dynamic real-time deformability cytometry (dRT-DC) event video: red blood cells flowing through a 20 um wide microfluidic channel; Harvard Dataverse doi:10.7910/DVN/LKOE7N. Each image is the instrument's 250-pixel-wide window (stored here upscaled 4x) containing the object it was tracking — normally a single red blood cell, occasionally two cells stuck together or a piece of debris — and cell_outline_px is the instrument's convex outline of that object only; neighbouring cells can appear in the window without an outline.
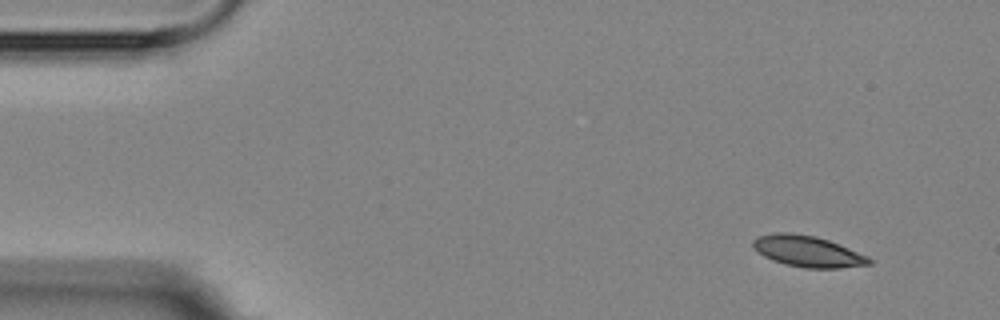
{"species": "Egyptian fruit bat (a non-hibernating species)", "species_latin": "Rousettus aegyptiacus", "temperature_condition": "room temperature", "stored_images_in_passage": 5, "camera_frame_rate_fps": 3000, "um_per_image_px": 0.085, "animal": {"sex": "female"}, "frame": {"image": 1, "passage_image": 1, "time_ms": 0.0, "image_size_px": [1000, 320], "cell_outline_px": [[872, 264], [840, 268], [804, 268], [788, 264], [764, 256], [752, 244], [752, 240], [756, 236], [776, 232], [788, 232], [816, 236], [828, 240], [868, 256], [872, 260]], "centroid_in_image_um": [68.67, 21.35], "position_along_channel_um": 16.3, "area_um2": 20.81}}
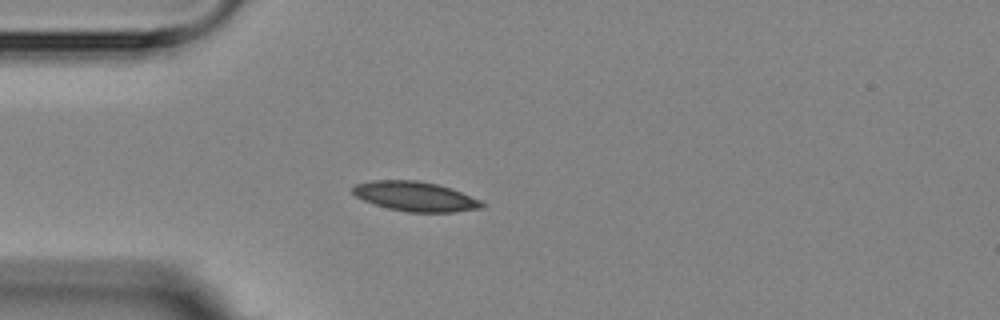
{"frame": {"image": 2, "passage_image": 4, "time_ms": 3.333, "image_size_px": [1000, 320], "cell_outline_px": [[484, 208], [452, 212], [408, 212], [388, 208], [364, 200], [356, 196], [352, 192], [352, 188], [356, 184], [372, 180], [416, 180], [436, 184], [452, 188], [480, 200], [484, 204]], "centroid_in_image_um": [35.31, 16.69], "position_along_channel_um": 49.7, "area_um2": 22.2}}